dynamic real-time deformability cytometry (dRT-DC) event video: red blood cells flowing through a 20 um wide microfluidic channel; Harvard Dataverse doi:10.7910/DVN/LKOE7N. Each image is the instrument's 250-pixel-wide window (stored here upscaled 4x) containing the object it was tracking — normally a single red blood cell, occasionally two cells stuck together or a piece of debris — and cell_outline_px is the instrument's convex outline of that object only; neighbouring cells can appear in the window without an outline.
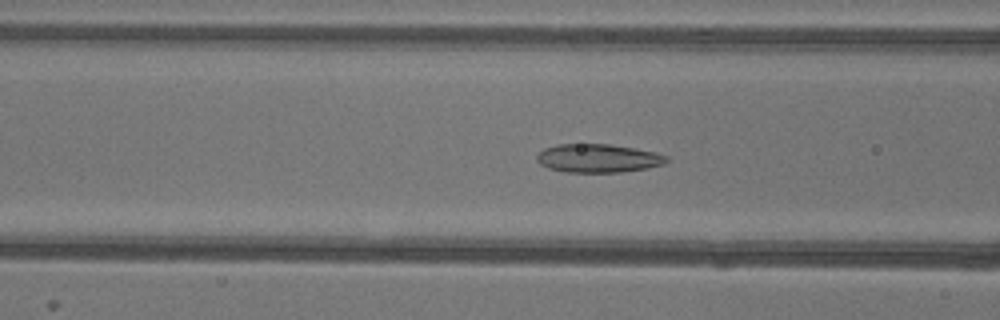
{"species": "common noctule bat (a hibernating species)", "species_latin": "Nyctalus noctula", "temperature_condition": "warm", "stored_images_in_passage": 41, "camera_frame_rate_fps": 3000, "um_per_image_px": 0.085, "animal": {"sex": "female"}, "frame": {"image": 1, "passage_image": 19, "time_ms": 6.0, "image_size_px": [1000, 320], "cell_outline_px": [[668, 160], [664, 164], [648, 168], [620, 172], [564, 172], [548, 168], [540, 164], [536, 160], [536, 156], [544, 148], [556, 144], [608, 144], [656, 152], [668, 156]], "centroid_in_image_um": [50.82, 13.45], "position_along_channel_um": 115.8, "area_um2": 21.56}}
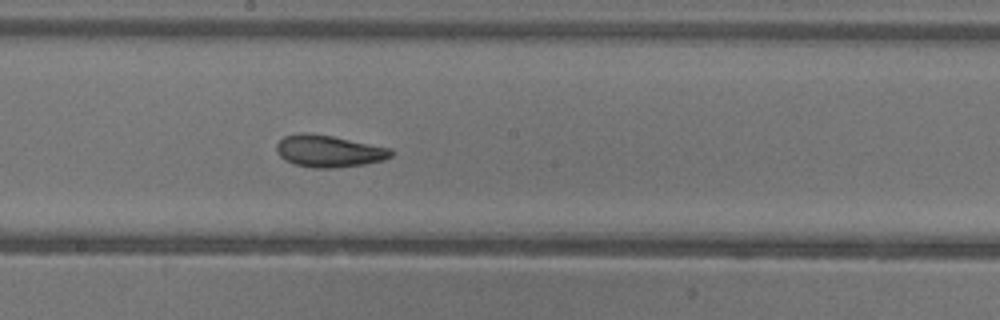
{"frame": {"image": 2, "passage_image": 27, "time_ms": 8.667, "image_size_px": [1000, 320], "cell_outline_px": [[392, 156], [384, 160], [364, 164], [332, 168], [312, 168], [296, 164], [284, 160], [276, 152], [276, 144], [284, 136], [300, 132], [332, 136], [392, 148]], "centroid_in_image_um": [27.94, 12.84], "position_along_channel_um": 220.3, "area_um2": 21.33}}
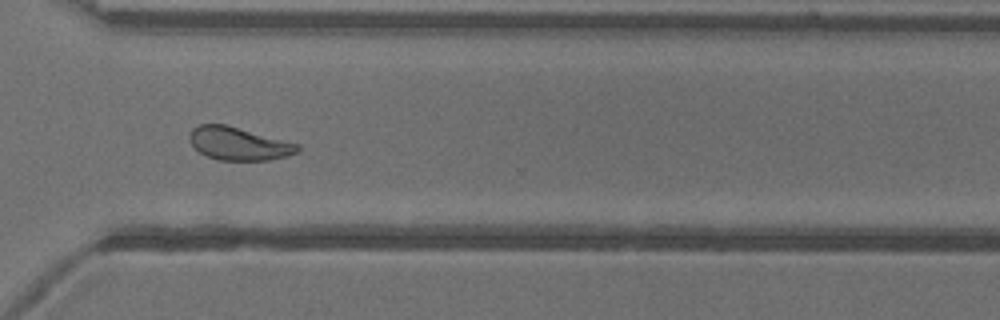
{"frame": {"image": 3, "passage_image": 37, "time_ms": 12.0, "image_size_px": [1000, 320], "cell_outline_px": [[300, 152], [288, 156], [268, 160], [220, 160], [208, 156], [200, 152], [188, 140], [188, 136], [192, 128], [200, 124], [228, 124], [300, 144]], "centroid_in_image_um": [20.32, 12.19], "position_along_channel_um": 350.3, "area_um2": 21.04}, "authors_computed_cell_mechanics": {"area_um2": 21.964, "velocity_mm_per_s": 3.9171, "shape_relaxation_time_tau1_ms": 6.3651, "shape_relaxation_time_tau2_ms": 1.7427, "deformation_change_tau1": 0.1547, "deformation_change_tau2": 0.0743}}